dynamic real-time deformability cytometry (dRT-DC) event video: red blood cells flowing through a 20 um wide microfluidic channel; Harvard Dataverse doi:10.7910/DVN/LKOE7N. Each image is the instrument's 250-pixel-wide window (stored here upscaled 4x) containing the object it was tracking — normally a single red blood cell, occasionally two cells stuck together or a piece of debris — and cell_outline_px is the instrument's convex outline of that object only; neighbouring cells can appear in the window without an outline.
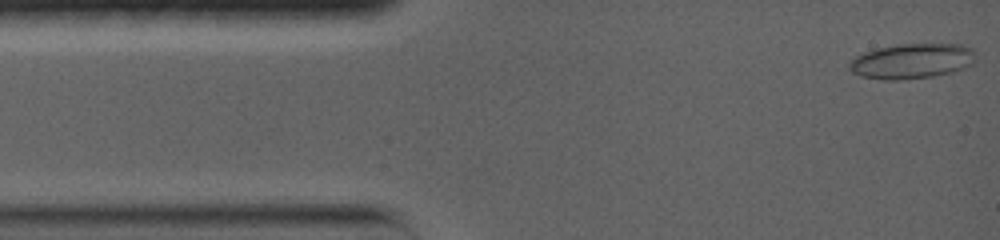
{"species": "common noctule bat (a hibernating species)", "species_latin": "Nyctalus noctula", "temperature_condition": "warm", "stored_images_in_passage": 68, "camera_frame_rate_fps": 5000, "um_per_image_px": 0.085, "animal": {"sex": "female", "body_mass_g": 19.0, "forearm_length_mm": 56.7}, "frame": {"image": 1, "passage_image": 1, "time_ms": 0.0, "image_size_px": [1000, 240], "cell_outline_px": [[976, 60], [972, 64], [964, 68], [952, 72], [932, 76], [896, 80], [884, 80], [860, 76], [852, 72], [848, 68], [848, 64], [856, 56], [864, 52], [876, 48], [900, 44], [960, 44], [972, 48], [976, 52]], "centroid_in_image_um": [77.52, 5.19], "position_along_channel_um": 7.5, "area_um2": 26.01}}
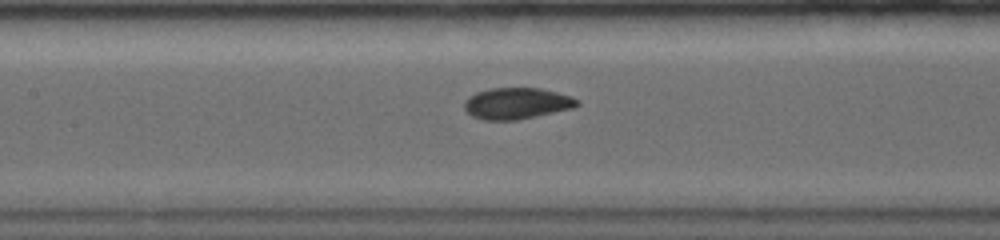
{"frame": {"image": 2, "passage_image": 19, "time_ms": 6.2, "image_size_px": [1000, 240], "cell_outline_px": [[580, 104], [572, 108], [536, 116], [516, 120], [484, 120], [472, 116], [464, 108], [464, 100], [468, 96], [476, 92], [488, 88], [540, 88], [572, 96], [580, 100]], "centroid_in_image_um": [43.91, 8.78], "position_along_channel_um": 163.5, "area_um2": 20.69}}
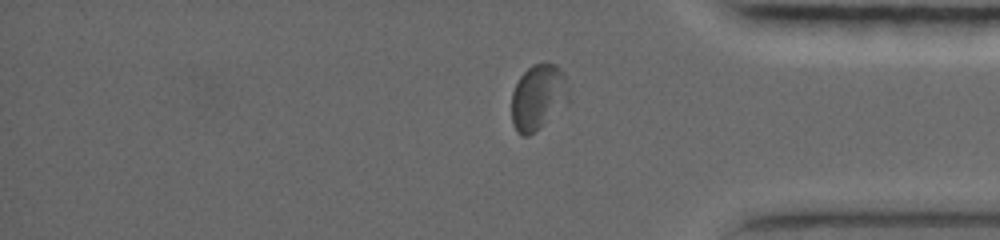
{"frame": {"image": 3, "passage_image": 47, "time_ms": 12.6, "image_size_px": [1000, 240], "cell_outline_px": [[568, 100], [540, 128], [528, 136], [524, 136], [516, 132], [512, 124], [512, 92], [520, 76], [532, 64], [556, 64], [564, 72], [568, 84]], "centroid_in_image_um": [45.73, 8.26], "position_along_channel_um": 389.5, "area_um2": 21.68}, "authors_computed_cell_mechanics": {"area_um2": 21.5305, "velocity_mm_per_s": 3.6835, "shape_relaxation_time_tau1_ms": 7.2435, "shape_relaxation_time_tau2_ms": 1.5952, "deformation_change_tau1": 0.1653, "deformation_change_tau2": 0.0612}}